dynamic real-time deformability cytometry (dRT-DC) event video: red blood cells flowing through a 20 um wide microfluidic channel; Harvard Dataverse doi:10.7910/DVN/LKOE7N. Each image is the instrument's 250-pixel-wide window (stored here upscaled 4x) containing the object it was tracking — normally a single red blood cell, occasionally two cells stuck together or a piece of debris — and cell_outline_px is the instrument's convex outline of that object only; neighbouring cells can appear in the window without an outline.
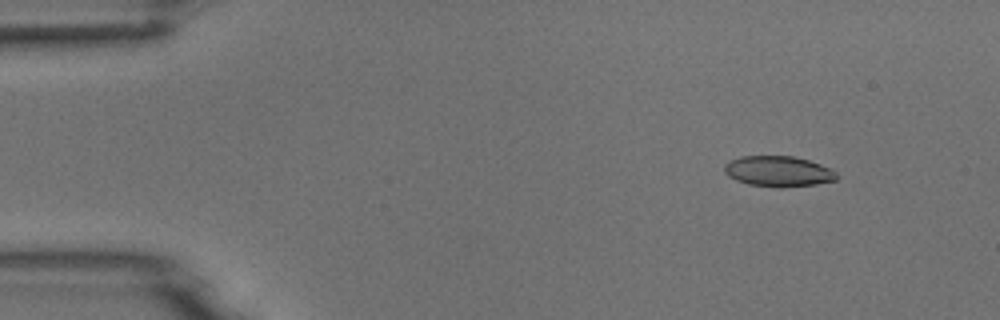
{"species": "common noctule bat (a hibernating species)", "species_latin": "Nyctalus noctula", "temperature_condition": "room temperature", "stored_images_in_passage": 5, "camera_frame_rate_fps": 3000, "um_per_image_px": 0.085, "animal": {"sex": "male", "body_mass_g": 18.8}, "frame": {"image": 1, "passage_image": 1, "time_ms": 0.0, "image_size_px": [1000, 320], "cell_outline_px": [[840, 176], [836, 180], [816, 184], [780, 188], [776, 188], [748, 184], [736, 180], [728, 176], [724, 172], [724, 164], [728, 160], [740, 156], [792, 156], [808, 160], [832, 168]], "centroid_in_image_um": [66.15, 14.57], "position_along_channel_um": 18.8, "area_um2": 20.35}}
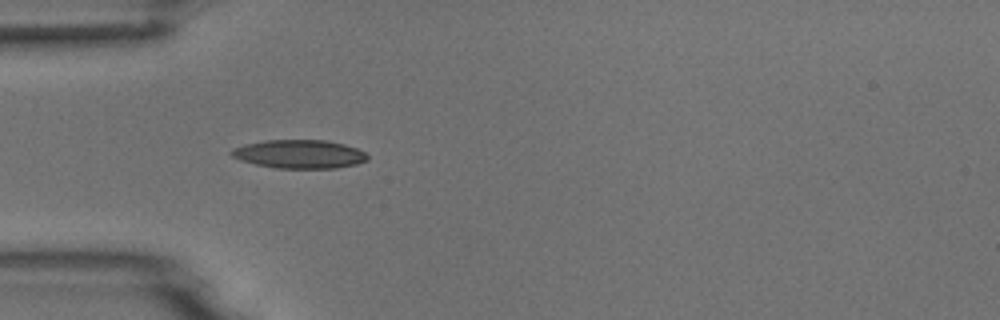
{"frame": {"image": 2, "passage_image": 4, "time_ms": 3.333, "image_size_px": [1000, 320], "cell_outline_px": [[368, 160], [356, 164], [336, 168], [276, 168], [256, 164], [240, 160], [232, 156], [228, 152], [232, 148], [244, 144], [264, 140], [324, 140], [344, 144], [356, 148], [364, 152], [368, 156]], "centroid_in_image_um": [25.42, 13.09], "position_along_channel_um": 59.6, "area_um2": 22.66}}